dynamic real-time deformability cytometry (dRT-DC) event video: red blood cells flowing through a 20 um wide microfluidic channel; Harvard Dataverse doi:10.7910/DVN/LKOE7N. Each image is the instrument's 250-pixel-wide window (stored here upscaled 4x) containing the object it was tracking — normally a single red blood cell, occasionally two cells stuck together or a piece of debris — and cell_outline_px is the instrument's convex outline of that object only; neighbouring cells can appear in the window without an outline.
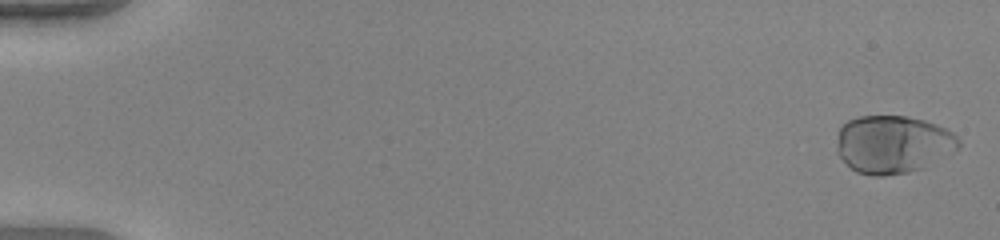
{"species": "human", "species_latin": "Homo sapiens", "temperature_condition": "warm", "stored_images_in_passage": 53, "camera_frame_rate_fps": 3000, "um_per_image_px": 0.085, "donor": {"sex": "female"}, "frame": {"image": 1, "passage_image": 2, "time_ms": 0.333, "image_size_px": [1000, 240], "cell_outline_px": [[960, 148], [924, 168], [908, 172], [884, 176], [872, 176], [856, 172], [836, 152], [836, 148], [840, 128], [848, 120], [860, 116], [904, 116], [924, 120], [948, 128], [960, 140]], "centroid_in_image_um": [75.93, 12.27], "position_along_channel_um": 9.1, "area_um2": 41.27}}
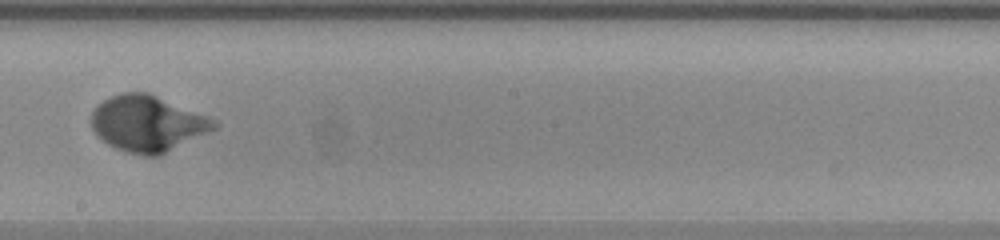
{"frame": {"image": 2, "passage_image": 32, "time_ms": 10.333, "image_size_px": [1000, 240], "cell_outline_px": [[220, 124], [216, 128], [160, 156], [144, 156], [128, 152], [116, 148], [108, 144], [96, 136], [92, 128], [92, 112], [104, 100], [120, 92], [148, 92], [208, 116], [216, 120]], "centroid_in_image_um": [12.55, 10.51], "position_along_channel_um": 235.6, "area_um2": 40.0}}
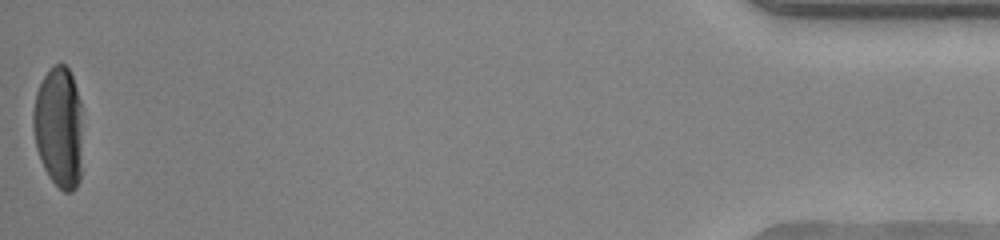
{"frame": {"image": 3, "passage_image": 53, "time_ms": 17.333, "image_size_px": [1000, 240], "cell_outline_px": [[80, 180], [76, 188], [72, 192], [64, 192], [48, 176], [40, 160], [36, 148], [32, 128], [32, 112], [36, 92], [44, 76], [52, 64], [64, 64], [68, 68], [72, 76], [80, 100]], "centroid_in_image_um": [4.96, 10.81], "position_along_channel_um": 430.2, "area_um2": 34.85}, "authors_computed_cell_mechanics": {"area_um2": 38.3214, "velocity_mm_per_s": 3.9851, "shape_relaxation_time_tau1_ms": 2.3567, "shape_relaxation_time_tau2_ms": null, "deformation_change_tau1": 0.1628, "deformation_change_tau2": null}}